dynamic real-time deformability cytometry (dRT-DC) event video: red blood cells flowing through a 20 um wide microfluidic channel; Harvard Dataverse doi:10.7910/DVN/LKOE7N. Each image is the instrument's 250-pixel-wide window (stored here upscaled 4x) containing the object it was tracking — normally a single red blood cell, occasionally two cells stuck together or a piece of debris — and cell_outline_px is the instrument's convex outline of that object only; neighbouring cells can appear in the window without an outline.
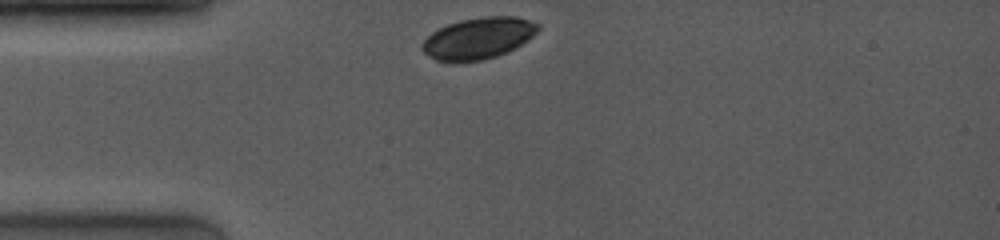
{"species": "common noctule bat (a hibernating species)", "species_latin": "Nyctalus noctula", "temperature_condition": "room temperature", "stored_images_in_passage": 3, "camera_frame_rate_fps": 4000, "um_per_image_px": 0.085, "animal": {"sex": "female", "body_mass_g": 19.0, "forearm_length_mm": 53.3}, "frame": {"image": 1, "passage_image": 1, "time_ms": 0.0, "image_size_px": [1000, 240], "cell_outline_px": [[540, 28], [528, 40], [516, 48], [508, 52], [484, 60], [460, 64], [452, 64], [436, 60], [428, 56], [420, 48], [420, 44], [432, 32], [448, 24], [460, 20], [488, 16], [516, 16], [540, 24]], "centroid_in_image_um": [40.63, 3.29], "position_along_channel_um": 44.4, "area_um2": 28.55}}
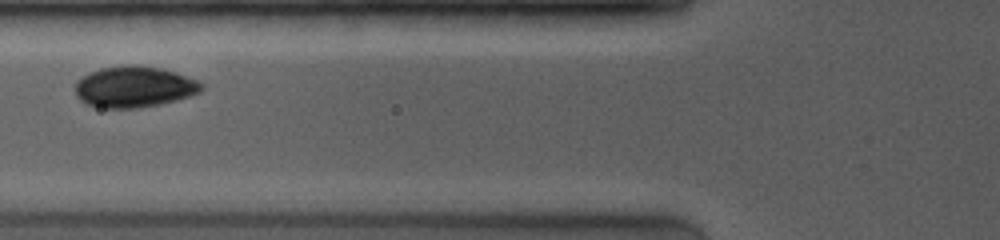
{"frame": {"image": 2, "passage_image": 3, "time_ms": 2.25, "image_size_px": [1000, 240], "cell_outline_px": [[204, 88], [200, 92], [176, 100], [160, 104], [140, 108], [108, 108], [88, 104], [80, 100], [76, 96], [76, 80], [88, 72], [100, 68], [128, 64], [140, 64], [160, 68], [196, 80], [204, 84]], "centroid_in_image_um": [11.38, 7.37], "position_along_channel_um": 114.4, "area_um2": 30.29}}